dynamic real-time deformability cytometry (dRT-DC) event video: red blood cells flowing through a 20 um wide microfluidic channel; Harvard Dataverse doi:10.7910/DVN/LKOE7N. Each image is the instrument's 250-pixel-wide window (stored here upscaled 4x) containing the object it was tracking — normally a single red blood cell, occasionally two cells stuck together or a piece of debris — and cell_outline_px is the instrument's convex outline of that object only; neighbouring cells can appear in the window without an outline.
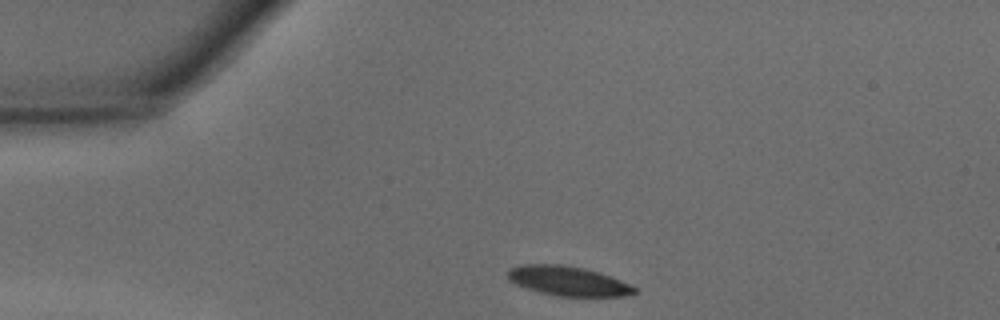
{"species": "common noctule bat (a hibernating species)", "species_latin": "Nyctalus noctula", "temperature_condition": "warm", "stored_images_in_passage": 27, "camera_frame_rate_fps": 3000, "um_per_image_px": 0.085, "animal": {"sex": "male", "body_mass_g": 15.6}, "frame": {"image": 1, "passage_image": 1, "time_ms": 0.0, "image_size_px": [1000, 320], "cell_outline_px": [[636, 292], [624, 296], [560, 296], [540, 292], [516, 284], [508, 280], [508, 268], [524, 264], [560, 264], [584, 268], [600, 272], [620, 280], [636, 288]], "centroid_in_image_um": [48.26, 23.87], "position_along_channel_um": 36.7, "area_um2": 21.62}}
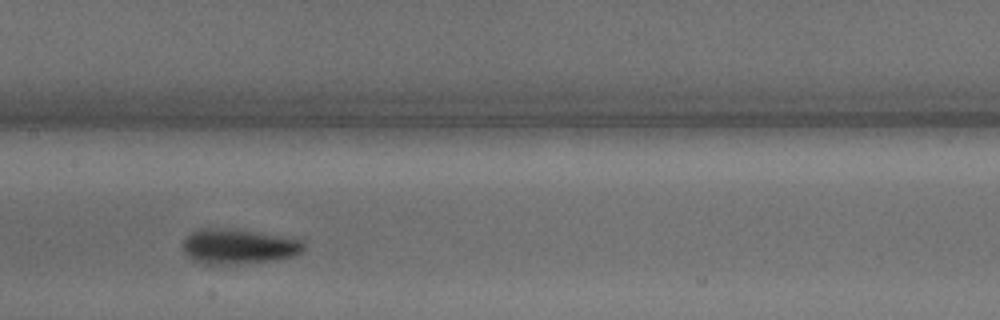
{"frame": {"image": 2, "passage_image": 14, "time_ms": 4.333, "image_size_px": [1000, 320], "cell_outline_px": [[304, 252], [292, 256], [268, 260], [236, 264], [204, 264], [192, 260], [184, 252], [184, 236], [200, 228], [224, 228], [256, 232], [296, 240], [304, 244]], "centroid_in_image_um": [20.18, 20.95], "position_along_channel_um": 187.2, "area_um2": 24.16}}
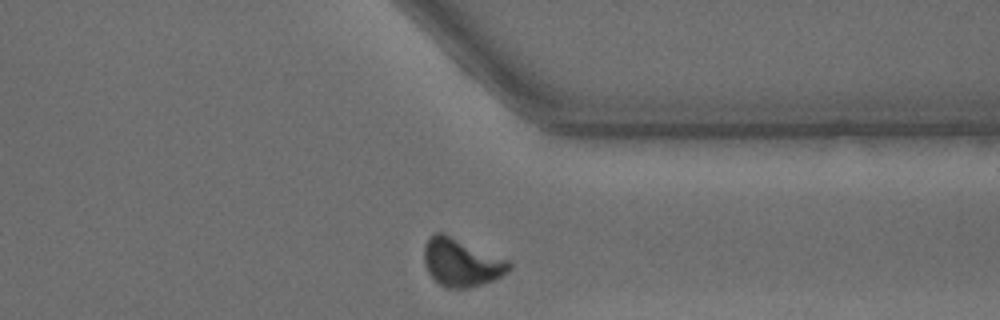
{"frame": {"image": 3, "passage_image": 27, "time_ms": 8.667, "image_size_px": [1000, 320], "cell_outline_px": [[512, 268], [500, 276], [492, 280], [468, 288], [448, 288], [440, 284], [428, 272], [424, 264], [424, 244], [428, 236], [436, 232], [444, 232], [508, 260], [512, 264]], "centroid_in_image_um": [39.18, 22.28], "position_along_channel_um": 372.2, "area_um2": 23.7}, "authors_computed_cell_mechanics": {"area_um2": 23.8714, "velocity_mm_per_s": 4.319, "shape_relaxation_time_tau1_ms": 1.8554, "shape_relaxation_time_tau2_ms": 1.1279, "deformation_change_tau1": 0.1217, "deformation_change_tau2": 0.0637}}